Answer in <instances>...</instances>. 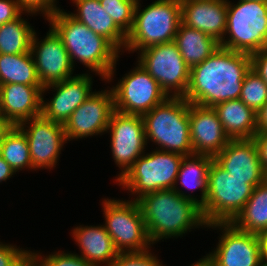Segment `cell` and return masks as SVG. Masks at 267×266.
I'll return each instance as SVG.
<instances>
[{
	"label": "cell",
	"mask_w": 267,
	"mask_h": 266,
	"mask_svg": "<svg viewBox=\"0 0 267 266\" xmlns=\"http://www.w3.org/2000/svg\"><path fill=\"white\" fill-rule=\"evenodd\" d=\"M213 157L208 155H191L185 156L181 163L174 190L177 191L181 196L196 201L200 206L206 201L208 192V168L212 162ZM181 183V187L187 189H199L201 197L197 199L195 196L186 194L187 192L182 191L177 187V183Z\"/></svg>",
	"instance_id": "26"
},
{
	"label": "cell",
	"mask_w": 267,
	"mask_h": 266,
	"mask_svg": "<svg viewBox=\"0 0 267 266\" xmlns=\"http://www.w3.org/2000/svg\"><path fill=\"white\" fill-rule=\"evenodd\" d=\"M184 62L191 68L202 63L220 44L213 37L197 29L189 28L183 23L179 24L174 38Z\"/></svg>",
	"instance_id": "25"
},
{
	"label": "cell",
	"mask_w": 267,
	"mask_h": 266,
	"mask_svg": "<svg viewBox=\"0 0 267 266\" xmlns=\"http://www.w3.org/2000/svg\"><path fill=\"white\" fill-rule=\"evenodd\" d=\"M213 160L230 175L249 178L254 188L265 180L257 146L252 139H231Z\"/></svg>",
	"instance_id": "19"
},
{
	"label": "cell",
	"mask_w": 267,
	"mask_h": 266,
	"mask_svg": "<svg viewBox=\"0 0 267 266\" xmlns=\"http://www.w3.org/2000/svg\"><path fill=\"white\" fill-rule=\"evenodd\" d=\"M206 227L222 230L216 249L203 257L211 266L262 265L258 234L241 231L232 223H211Z\"/></svg>",
	"instance_id": "12"
},
{
	"label": "cell",
	"mask_w": 267,
	"mask_h": 266,
	"mask_svg": "<svg viewBox=\"0 0 267 266\" xmlns=\"http://www.w3.org/2000/svg\"><path fill=\"white\" fill-rule=\"evenodd\" d=\"M15 174V171L0 155V183L11 178Z\"/></svg>",
	"instance_id": "41"
},
{
	"label": "cell",
	"mask_w": 267,
	"mask_h": 266,
	"mask_svg": "<svg viewBox=\"0 0 267 266\" xmlns=\"http://www.w3.org/2000/svg\"><path fill=\"white\" fill-rule=\"evenodd\" d=\"M77 13H69L97 35L106 38L119 52L125 49L127 35L115 24L98 0H72Z\"/></svg>",
	"instance_id": "23"
},
{
	"label": "cell",
	"mask_w": 267,
	"mask_h": 266,
	"mask_svg": "<svg viewBox=\"0 0 267 266\" xmlns=\"http://www.w3.org/2000/svg\"><path fill=\"white\" fill-rule=\"evenodd\" d=\"M148 250L137 252H122L111 266H163L157 257Z\"/></svg>",
	"instance_id": "34"
},
{
	"label": "cell",
	"mask_w": 267,
	"mask_h": 266,
	"mask_svg": "<svg viewBox=\"0 0 267 266\" xmlns=\"http://www.w3.org/2000/svg\"><path fill=\"white\" fill-rule=\"evenodd\" d=\"M237 229L259 234L267 230V180L257 185L242 211L231 222Z\"/></svg>",
	"instance_id": "27"
},
{
	"label": "cell",
	"mask_w": 267,
	"mask_h": 266,
	"mask_svg": "<svg viewBox=\"0 0 267 266\" xmlns=\"http://www.w3.org/2000/svg\"><path fill=\"white\" fill-rule=\"evenodd\" d=\"M181 23L223 40L227 23V0H181Z\"/></svg>",
	"instance_id": "21"
},
{
	"label": "cell",
	"mask_w": 267,
	"mask_h": 266,
	"mask_svg": "<svg viewBox=\"0 0 267 266\" xmlns=\"http://www.w3.org/2000/svg\"><path fill=\"white\" fill-rule=\"evenodd\" d=\"M43 86L0 85V116L11 126L41 115Z\"/></svg>",
	"instance_id": "20"
},
{
	"label": "cell",
	"mask_w": 267,
	"mask_h": 266,
	"mask_svg": "<svg viewBox=\"0 0 267 266\" xmlns=\"http://www.w3.org/2000/svg\"><path fill=\"white\" fill-rule=\"evenodd\" d=\"M47 20L62 40L74 67L75 60H78L101 79L107 82L113 80L120 52L106 38L97 35L62 9Z\"/></svg>",
	"instance_id": "3"
},
{
	"label": "cell",
	"mask_w": 267,
	"mask_h": 266,
	"mask_svg": "<svg viewBox=\"0 0 267 266\" xmlns=\"http://www.w3.org/2000/svg\"><path fill=\"white\" fill-rule=\"evenodd\" d=\"M191 266H211L204 258H201L198 260V262H195Z\"/></svg>",
	"instance_id": "44"
},
{
	"label": "cell",
	"mask_w": 267,
	"mask_h": 266,
	"mask_svg": "<svg viewBox=\"0 0 267 266\" xmlns=\"http://www.w3.org/2000/svg\"><path fill=\"white\" fill-rule=\"evenodd\" d=\"M112 89L114 110L143 116L168 96L159 83L138 63Z\"/></svg>",
	"instance_id": "11"
},
{
	"label": "cell",
	"mask_w": 267,
	"mask_h": 266,
	"mask_svg": "<svg viewBox=\"0 0 267 266\" xmlns=\"http://www.w3.org/2000/svg\"><path fill=\"white\" fill-rule=\"evenodd\" d=\"M27 19L18 18L0 26V54H23L30 52L35 30Z\"/></svg>",
	"instance_id": "29"
},
{
	"label": "cell",
	"mask_w": 267,
	"mask_h": 266,
	"mask_svg": "<svg viewBox=\"0 0 267 266\" xmlns=\"http://www.w3.org/2000/svg\"><path fill=\"white\" fill-rule=\"evenodd\" d=\"M190 103L184 97H168L144 114L146 143L154 142L157 150L193 155L189 124Z\"/></svg>",
	"instance_id": "4"
},
{
	"label": "cell",
	"mask_w": 267,
	"mask_h": 266,
	"mask_svg": "<svg viewBox=\"0 0 267 266\" xmlns=\"http://www.w3.org/2000/svg\"><path fill=\"white\" fill-rule=\"evenodd\" d=\"M17 127L26 135L33 169L54 168L64 144L68 141L63 124L40 115L20 123Z\"/></svg>",
	"instance_id": "14"
},
{
	"label": "cell",
	"mask_w": 267,
	"mask_h": 266,
	"mask_svg": "<svg viewBox=\"0 0 267 266\" xmlns=\"http://www.w3.org/2000/svg\"><path fill=\"white\" fill-rule=\"evenodd\" d=\"M107 132L111 137L113 160L121 170L117 181L145 153L147 143L143 117L114 110Z\"/></svg>",
	"instance_id": "13"
},
{
	"label": "cell",
	"mask_w": 267,
	"mask_h": 266,
	"mask_svg": "<svg viewBox=\"0 0 267 266\" xmlns=\"http://www.w3.org/2000/svg\"><path fill=\"white\" fill-rule=\"evenodd\" d=\"M189 124L193 155L214 158L231 140L213 107L190 103Z\"/></svg>",
	"instance_id": "18"
},
{
	"label": "cell",
	"mask_w": 267,
	"mask_h": 266,
	"mask_svg": "<svg viewBox=\"0 0 267 266\" xmlns=\"http://www.w3.org/2000/svg\"><path fill=\"white\" fill-rule=\"evenodd\" d=\"M185 156L155 150L140 156L116 183L136 197L164 189H174L176 178ZM138 195V196H137Z\"/></svg>",
	"instance_id": "8"
},
{
	"label": "cell",
	"mask_w": 267,
	"mask_h": 266,
	"mask_svg": "<svg viewBox=\"0 0 267 266\" xmlns=\"http://www.w3.org/2000/svg\"><path fill=\"white\" fill-rule=\"evenodd\" d=\"M138 0H101L103 9L115 24L127 35L134 23V11Z\"/></svg>",
	"instance_id": "32"
},
{
	"label": "cell",
	"mask_w": 267,
	"mask_h": 266,
	"mask_svg": "<svg viewBox=\"0 0 267 266\" xmlns=\"http://www.w3.org/2000/svg\"><path fill=\"white\" fill-rule=\"evenodd\" d=\"M252 1H261V2H267V0H252Z\"/></svg>",
	"instance_id": "46"
},
{
	"label": "cell",
	"mask_w": 267,
	"mask_h": 266,
	"mask_svg": "<svg viewBox=\"0 0 267 266\" xmlns=\"http://www.w3.org/2000/svg\"><path fill=\"white\" fill-rule=\"evenodd\" d=\"M106 231L116 250L137 252L150 249L145 221L136 200L104 199L102 202Z\"/></svg>",
	"instance_id": "9"
},
{
	"label": "cell",
	"mask_w": 267,
	"mask_h": 266,
	"mask_svg": "<svg viewBox=\"0 0 267 266\" xmlns=\"http://www.w3.org/2000/svg\"><path fill=\"white\" fill-rule=\"evenodd\" d=\"M213 109L230 139H252L258 132L257 113L240 99L216 104Z\"/></svg>",
	"instance_id": "24"
},
{
	"label": "cell",
	"mask_w": 267,
	"mask_h": 266,
	"mask_svg": "<svg viewBox=\"0 0 267 266\" xmlns=\"http://www.w3.org/2000/svg\"><path fill=\"white\" fill-rule=\"evenodd\" d=\"M23 10L16 0H0V26L23 15Z\"/></svg>",
	"instance_id": "37"
},
{
	"label": "cell",
	"mask_w": 267,
	"mask_h": 266,
	"mask_svg": "<svg viewBox=\"0 0 267 266\" xmlns=\"http://www.w3.org/2000/svg\"><path fill=\"white\" fill-rule=\"evenodd\" d=\"M92 77L88 74H75L66 80L44 86L45 91L54 89L56 92L50 101L41 102V115L53 122L65 124L73 111L92 94Z\"/></svg>",
	"instance_id": "17"
},
{
	"label": "cell",
	"mask_w": 267,
	"mask_h": 266,
	"mask_svg": "<svg viewBox=\"0 0 267 266\" xmlns=\"http://www.w3.org/2000/svg\"><path fill=\"white\" fill-rule=\"evenodd\" d=\"M261 266H267V260H264Z\"/></svg>",
	"instance_id": "45"
},
{
	"label": "cell",
	"mask_w": 267,
	"mask_h": 266,
	"mask_svg": "<svg viewBox=\"0 0 267 266\" xmlns=\"http://www.w3.org/2000/svg\"><path fill=\"white\" fill-rule=\"evenodd\" d=\"M0 155L16 172L33 169L26 135L17 127L11 126L0 144Z\"/></svg>",
	"instance_id": "30"
},
{
	"label": "cell",
	"mask_w": 267,
	"mask_h": 266,
	"mask_svg": "<svg viewBox=\"0 0 267 266\" xmlns=\"http://www.w3.org/2000/svg\"><path fill=\"white\" fill-rule=\"evenodd\" d=\"M225 36L219 44L226 49L251 55L266 48L267 2L239 0L234 4L227 0Z\"/></svg>",
	"instance_id": "7"
},
{
	"label": "cell",
	"mask_w": 267,
	"mask_h": 266,
	"mask_svg": "<svg viewBox=\"0 0 267 266\" xmlns=\"http://www.w3.org/2000/svg\"><path fill=\"white\" fill-rule=\"evenodd\" d=\"M0 266H31V251L0 242Z\"/></svg>",
	"instance_id": "35"
},
{
	"label": "cell",
	"mask_w": 267,
	"mask_h": 266,
	"mask_svg": "<svg viewBox=\"0 0 267 266\" xmlns=\"http://www.w3.org/2000/svg\"><path fill=\"white\" fill-rule=\"evenodd\" d=\"M239 99L256 113L267 102V84L251 68L244 77Z\"/></svg>",
	"instance_id": "31"
},
{
	"label": "cell",
	"mask_w": 267,
	"mask_h": 266,
	"mask_svg": "<svg viewBox=\"0 0 267 266\" xmlns=\"http://www.w3.org/2000/svg\"><path fill=\"white\" fill-rule=\"evenodd\" d=\"M136 201L152 244L166 238L181 237L192 228L207 226L201 206L174 189L150 192Z\"/></svg>",
	"instance_id": "2"
},
{
	"label": "cell",
	"mask_w": 267,
	"mask_h": 266,
	"mask_svg": "<svg viewBox=\"0 0 267 266\" xmlns=\"http://www.w3.org/2000/svg\"><path fill=\"white\" fill-rule=\"evenodd\" d=\"M251 55L219 47L202 63L190 68L185 99L204 107L239 99Z\"/></svg>",
	"instance_id": "1"
},
{
	"label": "cell",
	"mask_w": 267,
	"mask_h": 266,
	"mask_svg": "<svg viewBox=\"0 0 267 266\" xmlns=\"http://www.w3.org/2000/svg\"><path fill=\"white\" fill-rule=\"evenodd\" d=\"M253 140L257 146L260 164L262 169L267 171V131L257 132L253 137Z\"/></svg>",
	"instance_id": "39"
},
{
	"label": "cell",
	"mask_w": 267,
	"mask_h": 266,
	"mask_svg": "<svg viewBox=\"0 0 267 266\" xmlns=\"http://www.w3.org/2000/svg\"><path fill=\"white\" fill-rule=\"evenodd\" d=\"M31 266H95L76 253L58 251L42 257L31 251Z\"/></svg>",
	"instance_id": "33"
},
{
	"label": "cell",
	"mask_w": 267,
	"mask_h": 266,
	"mask_svg": "<svg viewBox=\"0 0 267 266\" xmlns=\"http://www.w3.org/2000/svg\"><path fill=\"white\" fill-rule=\"evenodd\" d=\"M10 127L11 125L0 116V144L4 134L9 130Z\"/></svg>",
	"instance_id": "43"
},
{
	"label": "cell",
	"mask_w": 267,
	"mask_h": 266,
	"mask_svg": "<svg viewBox=\"0 0 267 266\" xmlns=\"http://www.w3.org/2000/svg\"><path fill=\"white\" fill-rule=\"evenodd\" d=\"M251 69L267 84V47L251 54Z\"/></svg>",
	"instance_id": "38"
},
{
	"label": "cell",
	"mask_w": 267,
	"mask_h": 266,
	"mask_svg": "<svg viewBox=\"0 0 267 266\" xmlns=\"http://www.w3.org/2000/svg\"><path fill=\"white\" fill-rule=\"evenodd\" d=\"M257 129L258 132L267 131V102L257 112Z\"/></svg>",
	"instance_id": "40"
},
{
	"label": "cell",
	"mask_w": 267,
	"mask_h": 266,
	"mask_svg": "<svg viewBox=\"0 0 267 266\" xmlns=\"http://www.w3.org/2000/svg\"><path fill=\"white\" fill-rule=\"evenodd\" d=\"M260 239V248L264 260H267V230H264L258 234Z\"/></svg>",
	"instance_id": "42"
},
{
	"label": "cell",
	"mask_w": 267,
	"mask_h": 266,
	"mask_svg": "<svg viewBox=\"0 0 267 266\" xmlns=\"http://www.w3.org/2000/svg\"><path fill=\"white\" fill-rule=\"evenodd\" d=\"M18 5L24 12L35 15L36 13L43 14L45 19L50 17L60 8L57 7L56 0H16Z\"/></svg>",
	"instance_id": "36"
},
{
	"label": "cell",
	"mask_w": 267,
	"mask_h": 266,
	"mask_svg": "<svg viewBox=\"0 0 267 266\" xmlns=\"http://www.w3.org/2000/svg\"><path fill=\"white\" fill-rule=\"evenodd\" d=\"M11 83L43 86L38 78L31 52L0 54V85Z\"/></svg>",
	"instance_id": "28"
},
{
	"label": "cell",
	"mask_w": 267,
	"mask_h": 266,
	"mask_svg": "<svg viewBox=\"0 0 267 266\" xmlns=\"http://www.w3.org/2000/svg\"><path fill=\"white\" fill-rule=\"evenodd\" d=\"M140 5L138 0L125 51L139 52L149 46L174 41L181 23V0H156L142 10Z\"/></svg>",
	"instance_id": "5"
},
{
	"label": "cell",
	"mask_w": 267,
	"mask_h": 266,
	"mask_svg": "<svg viewBox=\"0 0 267 266\" xmlns=\"http://www.w3.org/2000/svg\"><path fill=\"white\" fill-rule=\"evenodd\" d=\"M30 52L43 87L72 77L74 66L70 56L62 40L51 27L41 41L36 31L34 32Z\"/></svg>",
	"instance_id": "16"
},
{
	"label": "cell",
	"mask_w": 267,
	"mask_h": 266,
	"mask_svg": "<svg viewBox=\"0 0 267 266\" xmlns=\"http://www.w3.org/2000/svg\"><path fill=\"white\" fill-rule=\"evenodd\" d=\"M114 111L112 89L94 91L77 107L65 122L64 131L68 141L83 139L107 132L110 117Z\"/></svg>",
	"instance_id": "15"
},
{
	"label": "cell",
	"mask_w": 267,
	"mask_h": 266,
	"mask_svg": "<svg viewBox=\"0 0 267 266\" xmlns=\"http://www.w3.org/2000/svg\"><path fill=\"white\" fill-rule=\"evenodd\" d=\"M138 63L155 79L168 97H185L190 67L174 41L149 46L138 53Z\"/></svg>",
	"instance_id": "10"
},
{
	"label": "cell",
	"mask_w": 267,
	"mask_h": 266,
	"mask_svg": "<svg viewBox=\"0 0 267 266\" xmlns=\"http://www.w3.org/2000/svg\"><path fill=\"white\" fill-rule=\"evenodd\" d=\"M72 233V237L81 249L79 256L87 262L95 266H111L118 256L119 252L104 225H80L75 227Z\"/></svg>",
	"instance_id": "22"
},
{
	"label": "cell",
	"mask_w": 267,
	"mask_h": 266,
	"mask_svg": "<svg viewBox=\"0 0 267 266\" xmlns=\"http://www.w3.org/2000/svg\"><path fill=\"white\" fill-rule=\"evenodd\" d=\"M253 190L249 178L234 177L212 160L208 168L206 201L201 206L207 225L231 223L242 211Z\"/></svg>",
	"instance_id": "6"
}]
</instances>
